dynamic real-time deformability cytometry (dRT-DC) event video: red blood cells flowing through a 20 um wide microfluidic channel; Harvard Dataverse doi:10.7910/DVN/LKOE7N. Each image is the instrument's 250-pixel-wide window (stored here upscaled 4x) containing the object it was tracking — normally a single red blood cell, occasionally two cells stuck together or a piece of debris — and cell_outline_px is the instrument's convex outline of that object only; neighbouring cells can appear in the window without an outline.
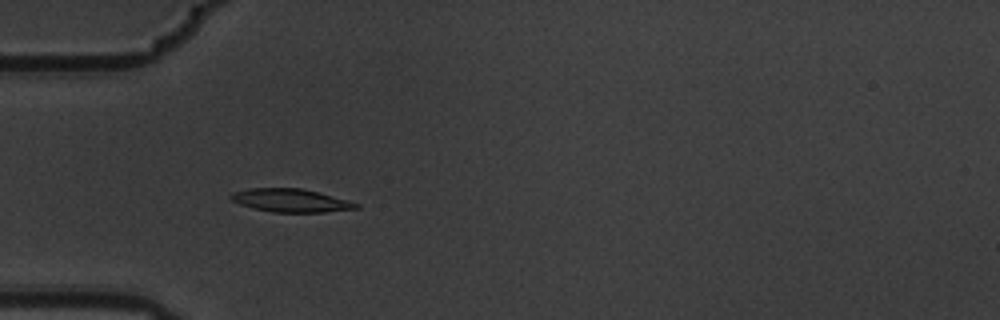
{"species": "common noctule bat (a hibernating species)", "species_latin": "Nyctalus noctula", "temperature_condition": "warm", "stored_images_in_passage": 3, "camera_frame_rate_fps": 3000, "um_per_image_px": 0.085, "animal": {"sex": "male", "body_mass_g": 19.5, "forearm_length_mm": 54.6}, "frame": {"image": 1, "passage_image": 2, "time_ms": 0.333, "image_size_px": [1000, 320], "cell_outline_px": [[360, 208], [324, 212], [272, 212], [240, 204], [232, 200], [228, 196], [232, 192], [248, 188], [300, 188], [316, 192], [360, 204]], "centroid_in_image_um": [24.67, 17.03], "position_along_channel_um": 60.3, "area_um2": 16.65}}
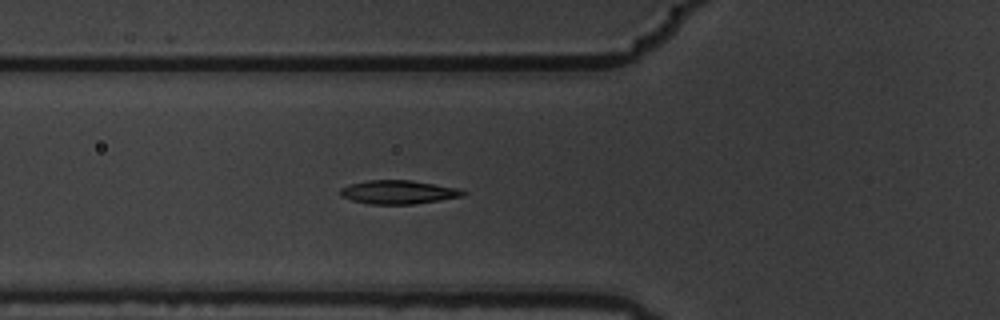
{"frame": {"image": 2, "passage_image": 3, "time_ms": 0.667, "image_size_px": [1000, 320], "cell_outline_px": [[468, 192], [464, 196], [412, 204], [368, 204], [352, 200], [340, 196], [340, 188], [348, 184], [368, 180], [412, 180], [460, 188]], "centroid_in_image_um": [33.86, 16.32], "position_along_channel_um": 91.9, "area_um2": 17.05}}